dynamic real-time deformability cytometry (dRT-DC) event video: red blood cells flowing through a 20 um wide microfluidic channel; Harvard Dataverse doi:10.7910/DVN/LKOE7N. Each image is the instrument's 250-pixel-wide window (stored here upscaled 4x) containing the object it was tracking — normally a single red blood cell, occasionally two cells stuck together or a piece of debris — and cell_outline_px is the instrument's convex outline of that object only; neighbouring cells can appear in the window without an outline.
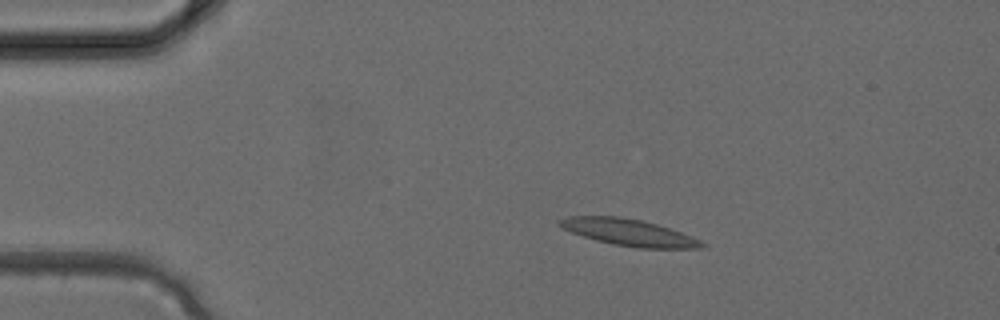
{"species": "common noctule bat (a hibernating species)", "species_latin": "Nyctalus noctula", "temperature_condition": "cold", "stored_images_in_passage": 3, "camera_frame_rate_fps": 3000, "um_per_image_px": 0.085, "animal": {"sex": "female", "body_mass_g": 24.6, "forearm_length_mm": 56.2}, "frame": {"image": 1, "passage_image": 2, "time_ms": 0.333, "image_size_px": [1000, 320], "cell_outline_px": [[708, 244], [704, 248], [636, 248], [612, 244], [596, 240], [572, 232], [556, 224], [556, 220], [568, 216], [620, 216], [644, 220], [692, 236]], "centroid_in_image_um": [53.45, 19.75], "position_along_channel_um": 31.5, "area_um2": 22.2}}